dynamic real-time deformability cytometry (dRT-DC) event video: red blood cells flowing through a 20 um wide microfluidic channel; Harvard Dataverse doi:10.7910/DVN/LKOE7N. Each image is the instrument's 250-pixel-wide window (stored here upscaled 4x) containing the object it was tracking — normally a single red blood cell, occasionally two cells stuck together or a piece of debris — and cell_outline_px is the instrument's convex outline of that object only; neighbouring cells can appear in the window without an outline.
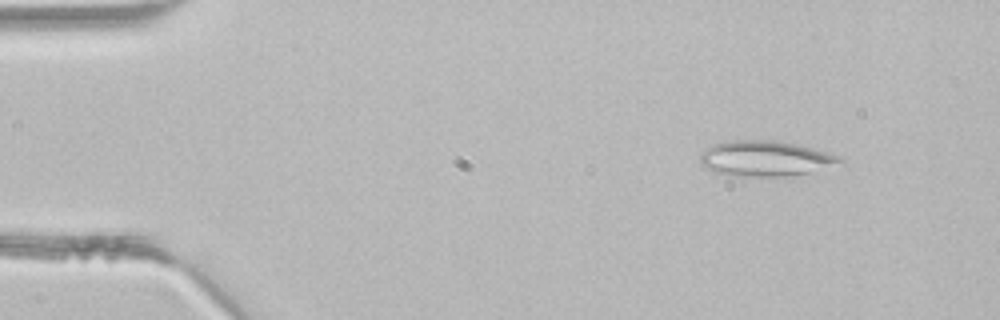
{"species": "common noctule bat (a hibernating species)", "species_latin": "Nyctalus noctula", "temperature_condition": "room temperature", "stored_images_in_passage": 5, "camera_frame_rate_fps": 3000, "um_per_image_px": 0.085, "animal": {"sex": "male", "body_mass_g": 21.5, "forearm_length_mm": 52.0}, "frame": {"image": 1, "passage_image": 2, "time_ms": 0.333, "image_size_px": [1000, 320], "cell_outline_px": [[844, 160], [808, 172], [784, 176], [728, 176], [704, 168], [700, 164], [700, 156], [712, 144], [732, 140], [780, 140], [800, 144], [840, 156]], "centroid_in_image_um": [64.98, 13.46], "position_along_channel_um": 20.0, "area_um2": 28.67}}